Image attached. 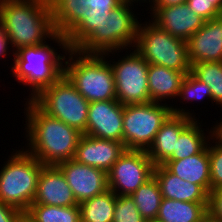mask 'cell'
Listing matches in <instances>:
<instances>
[{
    "instance_id": "1",
    "label": "cell",
    "mask_w": 222,
    "mask_h": 222,
    "mask_svg": "<svg viewBox=\"0 0 222 222\" xmlns=\"http://www.w3.org/2000/svg\"><path fill=\"white\" fill-rule=\"evenodd\" d=\"M0 25L12 53L20 48L42 45L47 40L57 43L62 53L69 49L66 37L54 28L50 0H0Z\"/></svg>"
},
{
    "instance_id": "2",
    "label": "cell",
    "mask_w": 222,
    "mask_h": 222,
    "mask_svg": "<svg viewBox=\"0 0 222 222\" xmlns=\"http://www.w3.org/2000/svg\"><path fill=\"white\" fill-rule=\"evenodd\" d=\"M25 138L23 150L43 165H55L74 159L78 142L83 135L79 130L43 112L32 100L25 101ZM28 141V142H27ZM28 147V148H27Z\"/></svg>"
},
{
    "instance_id": "3",
    "label": "cell",
    "mask_w": 222,
    "mask_h": 222,
    "mask_svg": "<svg viewBox=\"0 0 222 222\" xmlns=\"http://www.w3.org/2000/svg\"><path fill=\"white\" fill-rule=\"evenodd\" d=\"M65 54L64 75L81 96L89 103L116 100L113 70L104 54H84L70 48Z\"/></svg>"
},
{
    "instance_id": "4",
    "label": "cell",
    "mask_w": 222,
    "mask_h": 222,
    "mask_svg": "<svg viewBox=\"0 0 222 222\" xmlns=\"http://www.w3.org/2000/svg\"><path fill=\"white\" fill-rule=\"evenodd\" d=\"M47 42L16 50L11 63L12 77L17 83L28 85L31 94L26 100L35 98L44 88L51 86L64 74L65 54ZM59 51V52H56Z\"/></svg>"
},
{
    "instance_id": "5",
    "label": "cell",
    "mask_w": 222,
    "mask_h": 222,
    "mask_svg": "<svg viewBox=\"0 0 222 222\" xmlns=\"http://www.w3.org/2000/svg\"><path fill=\"white\" fill-rule=\"evenodd\" d=\"M133 6V7H132ZM134 4L123 1L110 11L105 22L76 48L84 54H104L107 58L115 52L132 49L136 43L140 20L134 14Z\"/></svg>"
},
{
    "instance_id": "6",
    "label": "cell",
    "mask_w": 222,
    "mask_h": 222,
    "mask_svg": "<svg viewBox=\"0 0 222 222\" xmlns=\"http://www.w3.org/2000/svg\"><path fill=\"white\" fill-rule=\"evenodd\" d=\"M12 153L0 170V202L27 211L35 198L44 165L22 148L13 149Z\"/></svg>"
},
{
    "instance_id": "7",
    "label": "cell",
    "mask_w": 222,
    "mask_h": 222,
    "mask_svg": "<svg viewBox=\"0 0 222 222\" xmlns=\"http://www.w3.org/2000/svg\"><path fill=\"white\" fill-rule=\"evenodd\" d=\"M140 22L135 51L149 64L161 65L178 72L190 73L187 41L172 36L151 19ZM142 23V24H141Z\"/></svg>"
},
{
    "instance_id": "8",
    "label": "cell",
    "mask_w": 222,
    "mask_h": 222,
    "mask_svg": "<svg viewBox=\"0 0 222 222\" xmlns=\"http://www.w3.org/2000/svg\"><path fill=\"white\" fill-rule=\"evenodd\" d=\"M32 101L47 115L63 121L81 133L86 131L89 102L63 74Z\"/></svg>"
},
{
    "instance_id": "9",
    "label": "cell",
    "mask_w": 222,
    "mask_h": 222,
    "mask_svg": "<svg viewBox=\"0 0 222 222\" xmlns=\"http://www.w3.org/2000/svg\"><path fill=\"white\" fill-rule=\"evenodd\" d=\"M168 102L124 105L123 143L127 150H148L156 133L172 114L173 105Z\"/></svg>"
},
{
    "instance_id": "10",
    "label": "cell",
    "mask_w": 222,
    "mask_h": 222,
    "mask_svg": "<svg viewBox=\"0 0 222 222\" xmlns=\"http://www.w3.org/2000/svg\"><path fill=\"white\" fill-rule=\"evenodd\" d=\"M132 50V51H131ZM118 61L109 60L114 74L116 100L121 105L150 102L148 66L136 51L131 49ZM129 52V53H128Z\"/></svg>"
},
{
    "instance_id": "11",
    "label": "cell",
    "mask_w": 222,
    "mask_h": 222,
    "mask_svg": "<svg viewBox=\"0 0 222 222\" xmlns=\"http://www.w3.org/2000/svg\"><path fill=\"white\" fill-rule=\"evenodd\" d=\"M155 165L144 150H126L107 172L108 187L128 196L153 177Z\"/></svg>"
},
{
    "instance_id": "12",
    "label": "cell",
    "mask_w": 222,
    "mask_h": 222,
    "mask_svg": "<svg viewBox=\"0 0 222 222\" xmlns=\"http://www.w3.org/2000/svg\"><path fill=\"white\" fill-rule=\"evenodd\" d=\"M123 111L124 105L117 100L91 102L83 134L123 143Z\"/></svg>"
},
{
    "instance_id": "13",
    "label": "cell",
    "mask_w": 222,
    "mask_h": 222,
    "mask_svg": "<svg viewBox=\"0 0 222 222\" xmlns=\"http://www.w3.org/2000/svg\"><path fill=\"white\" fill-rule=\"evenodd\" d=\"M66 177L77 203L106 192L108 187L107 172L84 165L75 159L57 165Z\"/></svg>"
},
{
    "instance_id": "14",
    "label": "cell",
    "mask_w": 222,
    "mask_h": 222,
    "mask_svg": "<svg viewBox=\"0 0 222 222\" xmlns=\"http://www.w3.org/2000/svg\"><path fill=\"white\" fill-rule=\"evenodd\" d=\"M192 111L193 113L186 108L172 106V114L160 127L152 145L146 151L155 166L164 164L176 152V141L181 132L196 119V113Z\"/></svg>"
},
{
    "instance_id": "15",
    "label": "cell",
    "mask_w": 222,
    "mask_h": 222,
    "mask_svg": "<svg viewBox=\"0 0 222 222\" xmlns=\"http://www.w3.org/2000/svg\"><path fill=\"white\" fill-rule=\"evenodd\" d=\"M149 9L151 21L155 25L184 41L205 23V20L191 11L186 3Z\"/></svg>"
},
{
    "instance_id": "16",
    "label": "cell",
    "mask_w": 222,
    "mask_h": 222,
    "mask_svg": "<svg viewBox=\"0 0 222 222\" xmlns=\"http://www.w3.org/2000/svg\"><path fill=\"white\" fill-rule=\"evenodd\" d=\"M191 66L198 62L222 61V16L205 21L188 40Z\"/></svg>"
},
{
    "instance_id": "17",
    "label": "cell",
    "mask_w": 222,
    "mask_h": 222,
    "mask_svg": "<svg viewBox=\"0 0 222 222\" xmlns=\"http://www.w3.org/2000/svg\"><path fill=\"white\" fill-rule=\"evenodd\" d=\"M126 150L124 143L83 134L78 142L74 159L84 165L108 172Z\"/></svg>"
},
{
    "instance_id": "18",
    "label": "cell",
    "mask_w": 222,
    "mask_h": 222,
    "mask_svg": "<svg viewBox=\"0 0 222 222\" xmlns=\"http://www.w3.org/2000/svg\"><path fill=\"white\" fill-rule=\"evenodd\" d=\"M32 204L61 207L78 205L65 175L58 166L44 165L42 167Z\"/></svg>"
},
{
    "instance_id": "19",
    "label": "cell",
    "mask_w": 222,
    "mask_h": 222,
    "mask_svg": "<svg viewBox=\"0 0 222 222\" xmlns=\"http://www.w3.org/2000/svg\"><path fill=\"white\" fill-rule=\"evenodd\" d=\"M123 0H85L83 16L64 34L68 48L76 49Z\"/></svg>"
},
{
    "instance_id": "20",
    "label": "cell",
    "mask_w": 222,
    "mask_h": 222,
    "mask_svg": "<svg viewBox=\"0 0 222 222\" xmlns=\"http://www.w3.org/2000/svg\"><path fill=\"white\" fill-rule=\"evenodd\" d=\"M153 177L163 198L184 202H208V193L200 185L179 178L163 164L154 167Z\"/></svg>"
},
{
    "instance_id": "21",
    "label": "cell",
    "mask_w": 222,
    "mask_h": 222,
    "mask_svg": "<svg viewBox=\"0 0 222 222\" xmlns=\"http://www.w3.org/2000/svg\"><path fill=\"white\" fill-rule=\"evenodd\" d=\"M185 76L186 73L184 72H178L161 65L149 64L148 89L150 102L164 103L169 99H172L173 102V99L179 96Z\"/></svg>"
},
{
    "instance_id": "22",
    "label": "cell",
    "mask_w": 222,
    "mask_h": 222,
    "mask_svg": "<svg viewBox=\"0 0 222 222\" xmlns=\"http://www.w3.org/2000/svg\"><path fill=\"white\" fill-rule=\"evenodd\" d=\"M163 165L179 178L198 184L208 194L210 193L211 182L208 144L196 155L181 160L166 161Z\"/></svg>"
},
{
    "instance_id": "23",
    "label": "cell",
    "mask_w": 222,
    "mask_h": 222,
    "mask_svg": "<svg viewBox=\"0 0 222 222\" xmlns=\"http://www.w3.org/2000/svg\"><path fill=\"white\" fill-rule=\"evenodd\" d=\"M202 121L194 119L180 134L176 141V152L167 161L181 160L200 153L208 144L210 138L216 132V126L205 129ZM203 129V130H202ZM209 130V131H208Z\"/></svg>"
},
{
    "instance_id": "24",
    "label": "cell",
    "mask_w": 222,
    "mask_h": 222,
    "mask_svg": "<svg viewBox=\"0 0 222 222\" xmlns=\"http://www.w3.org/2000/svg\"><path fill=\"white\" fill-rule=\"evenodd\" d=\"M208 202H184L162 198L156 217L159 222H200L208 212Z\"/></svg>"
},
{
    "instance_id": "25",
    "label": "cell",
    "mask_w": 222,
    "mask_h": 222,
    "mask_svg": "<svg viewBox=\"0 0 222 222\" xmlns=\"http://www.w3.org/2000/svg\"><path fill=\"white\" fill-rule=\"evenodd\" d=\"M116 194L107 190L79 203L81 222H113Z\"/></svg>"
},
{
    "instance_id": "26",
    "label": "cell",
    "mask_w": 222,
    "mask_h": 222,
    "mask_svg": "<svg viewBox=\"0 0 222 222\" xmlns=\"http://www.w3.org/2000/svg\"><path fill=\"white\" fill-rule=\"evenodd\" d=\"M53 25L64 35L85 13V0H50Z\"/></svg>"
},
{
    "instance_id": "27",
    "label": "cell",
    "mask_w": 222,
    "mask_h": 222,
    "mask_svg": "<svg viewBox=\"0 0 222 222\" xmlns=\"http://www.w3.org/2000/svg\"><path fill=\"white\" fill-rule=\"evenodd\" d=\"M130 196L134 200L140 215L145 220L148 222L156 220L163 197L154 177L140 186Z\"/></svg>"
},
{
    "instance_id": "28",
    "label": "cell",
    "mask_w": 222,
    "mask_h": 222,
    "mask_svg": "<svg viewBox=\"0 0 222 222\" xmlns=\"http://www.w3.org/2000/svg\"><path fill=\"white\" fill-rule=\"evenodd\" d=\"M36 222H81L80 207L31 204L27 210Z\"/></svg>"
},
{
    "instance_id": "29",
    "label": "cell",
    "mask_w": 222,
    "mask_h": 222,
    "mask_svg": "<svg viewBox=\"0 0 222 222\" xmlns=\"http://www.w3.org/2000/svg\"><path fill=\"white\" fill-rule=\"evenodd\" d=\"M191 72L210 87L212 102L222 109V61L198 62L191 66Z\"/></svg>"
},
{
    "instance_id": "30",
    "label": "cell",
    "mask_w": 222,
    "mask_h": 222,
    "mask_svg": "<svg viewBox=\"0 0 222 222\" xmlns=\"http://www.w3.org/2000/svg\"><path fill=\"white\" fill-rule=\"evenodd\" d=\"M178 97L180 98L177 99L182 100L180 101L182 104H184L183 101H186V104L192 103L193 101L194 104V101L197 103V101H203L204 99H210L213 104L210 87L203 81H200L192 72L186 74Z\"/></svg>"
},
{
    "instance_id": "31",
    "label": "cell",
    "mask_w": 222,
    "mask_h": 222,
    "mask_svg": "<svg viewBox=\"0 0 222 222\" xmlns=\"http://www.w3.org/2000/svg\"><path fill=\"white\" fill-rule=\"evenodd\" d=\"M208 156L211 190H216L222 188V137L216 132L208 142Z\"/></svg>"
},
{
    "instance_id": "32",
    "label": "cell",
    "mask_w": 222,
    "mask_h": 222,
    "mask_svg": "<svg viewBox=\"0 0 222 222\" xmlns=\"http://www.w3.org/2000/svg\"><path fill=\"white\" fill-rule=\"evenodd\" d=\"M113 222H148L139 213L130 195L117 196Z\"/></svg>"
},
{
    "instance_id": "33",
    "label": "cell",
    "mask_w": 222,
    "mask_h": 222,
    "mask_svg": "<svg viewBox=\"0 0 222 222\" xmlns=\"http://www.w3.org/2000/svg\"><path fill=\"white\" fill-rule=\"evenodd\" d=\"M189 9L205 21L222 16V12L209 0H187Z\"/></svg>"
},
{
    "instance_id": "34",
    "label": "cell",
    "mask_w": 222,
    "mask_h": 222,
    "mask_svg": "<svg viewBox=\"0 0 222 222\" xmlns=\"http://www.w3.org/2000/svg\"><path fill=\"white\" fill-rule=\"evenodd\" d=\"M207 210L211 216L222 222V188L210 190Z\"/></svg>"
},
{
    "instance_id": "35",
    "label": "cell",
    "mask_w": 222,
    "mask_h": 222,
    "mask_svg": "<svg viewBox=\"0 0 222 222\" xmlns=\"http://www.w3.org/2000/svg\"><path fill=\"white\" fill-rule=\"evenodd\" d=\"M21 212V210L11 205L0 202V222H16Z\"/></svg>"
},
{
    "instance_id": "36",
    "label": "cell",
    "mask_w": 222,
    "mask_h": 222,
    "mask_svg": "<svg viewBox=\"0 0 222 222\" xmlns=\"http://www.w3.org/2000/svg\"><path fill=\"white\" fill-rule=\"evenodd\" d=\"M10 47L9 39L0 25V59L1 57L4 59L6 55H9L7 53L9 52L8 50L11 49Z\"/></svg>"
},
{
    "instance_id": "37",
    "label": "cell",
    "mask_w": 222,
    "mask_h": 222,
    "mask_svg": "<svg viewBox=\"0 0 222 222\" xmlns=\"http://www.w3.org/2000/svg\"><path fill=\"white\" fill-rule=\"evenodd\" d=\"M187 0H155L150 7H166L170 5L184 4Z\"/></svg>"
},
{
    "instance_id": "38",
    "label": "cell",
    "mask_w": 222,
    "mask_h": 222,
    "mask_svg": "<svg viewBox=\"0 0 222 222\" xmlns=\"http://www.w3.org/2000/svg\"><path fill=\"white\" fill-rule=\"evenodd\" d=\"M16 222H36V220L30 215L28 211H22L18 215Z\"/></svg>"
},
{
    "instance_id": "39",
    "label": "cell",
    "mask_w": 222,
    "mask_h": 222,
    "mask_svg": "<svg viewBox=\"0 0 222 222\" xmlns=\"http://www.w3.org/2000/svg\"><path fill=\"white\" fill-rule=\"evenodd\" d=\"M200 222H221V221L217 220L207 212Z\"/></svg>"
},
{
    "instance_id": "40",
    "label": "cell",
    "mask_w": 222,
    "mask_h": 222,
    "mask_svg": "<svg viewBox=\"0 0 222 222\" xmlns=\"http://www.w3.org/2000/svg\"><path fill=\"white\" fill-rule=\"evenodd\" d=\"M123 1H127L129 3H132V4H136L139 2V5H141L140 3H149V5L151 6L155 0H123Z\"/></svg>"
},
{
    "instance_id": "41",
    "label": "cell",
    "mask_w": 222,
    "mask_h": 222,
    "mask_svg": "<svg viewBox=\"0 0 222 222\" xmlns=\"http://www.w3.org/2000/svg\"><path fill=\"white\" fill-rule=\"evenodd\" d=\"M214 125L216 126V133L222 137V117L220 122H216Z\"/></svg>"
},
{
    "instance_id": "42",
    "label": "cell",
    "mask_w": 222,
    "mask_h": 222,
    "mask_svg": "<svg viewBox=\"0 0 222 222\" xmlns=\"http://www.w3.org/2000/svg\"><path fill=\"white\" fill-rule=\"evenodd\" d=\"M222 12V0H209Z\"/></svg>"
}]
</instances>
